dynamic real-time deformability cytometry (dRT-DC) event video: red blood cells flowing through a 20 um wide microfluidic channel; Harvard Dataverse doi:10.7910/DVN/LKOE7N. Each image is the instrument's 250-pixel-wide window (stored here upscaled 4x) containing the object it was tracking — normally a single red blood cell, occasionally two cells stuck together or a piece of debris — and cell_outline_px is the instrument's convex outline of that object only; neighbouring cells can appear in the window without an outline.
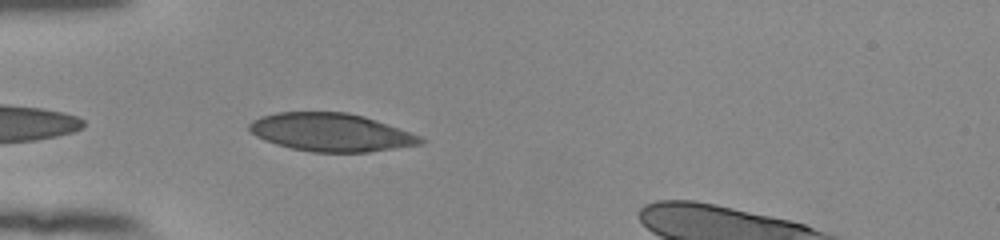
{"species": "human", "species_latin": "Homo sapiens", "temperature_condition": "room temperature", "stored_images_in_passage": 9, "camera_frame_rate_fps": 3000, "um_per_image_px": 0.085, "donor": {"sex": "female"}, "frame": {"image": 1, "passage_image": 2, "time_ms": 0.333, "image_size_px": [1000, 240], "cell_outline_px": [[424, 144], [368, 152], [312, 152], [292, 148], [276, 144], [264, 140], [256, 136], [248, 128], [248, 124], [252, 120], [260, 116], [276, 112], [348, 112], [364, 116], [376, 120], [420, 136], [424, 140]], "centroid_in_image_um": [28.11, 11.24], "position_along_channel_um": 56.9, "area_um2": 37.97}}
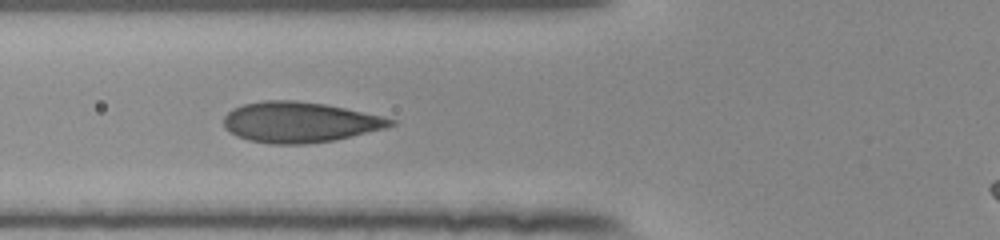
{"frame": {"image": 2, "passage_image": 6, "time_ms": 1.667, "image_size_px": [1000, 240], "cell_outline_px": [[396, 124], [384, 128], [352, 136], [332, 140], [304, 144], [272, 144], [248, 140], [236, 136], [224, 128], [224, 116], [232, 108], [244, 104], [264, 100], [296, 100], [324, 104], [344, 108], [380, 116], [396, 120]], "centroid_in_image_um": [25.42, 10.38], "position_along_channel_um": 100.4, "area_um2": 39.19}}
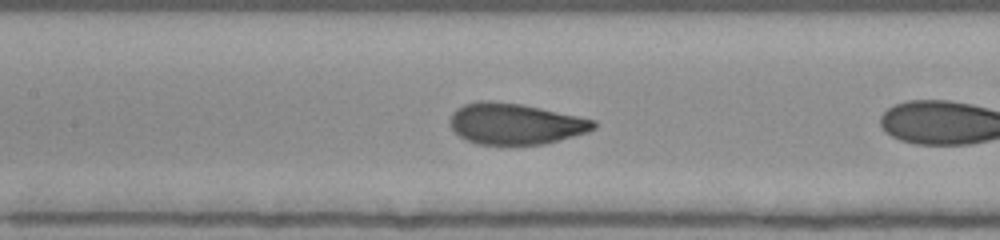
{"frame": {"image": 3, "passage_image": 8, "time_ms": 2.333, "image_size_px": [1000, 240], "cell_outline_px": [[596, 128], [588, 132], [544, 144], [476, 144], [460, 136], [452, 128], [452, 112], [456, 108], [464, 104], [480, 100], [492, 100], [520, 104], [580, 116], [596, 120]], "centroid_in_image_um": [43.83, 10.51], "position_along_channel_um": 163.6, "area_um2": 34.22}}